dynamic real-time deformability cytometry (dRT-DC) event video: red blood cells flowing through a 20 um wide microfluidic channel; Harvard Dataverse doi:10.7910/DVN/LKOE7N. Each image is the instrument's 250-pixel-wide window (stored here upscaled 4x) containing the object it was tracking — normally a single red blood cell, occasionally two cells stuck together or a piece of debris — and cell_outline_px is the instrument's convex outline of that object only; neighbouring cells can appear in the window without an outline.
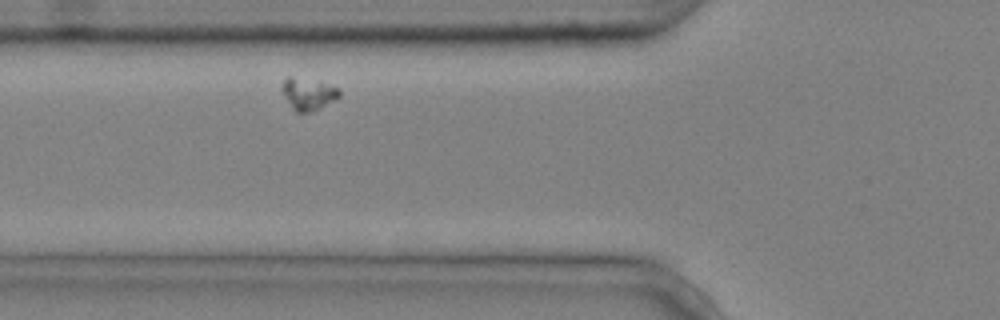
{"species": "common noctule bat (a hibernating species)", "species_latin": "Nyctalus noctula", "temperature_condition": "cold", "stored_images_in_passage": 6, "camera_frame_rate_fps": 3000, "um_per_image_px": 0.085, "animal": {"sex": "male", "body_mass_g": 20.4}, "frame": {"image": 1, "passage_image": 6, "time_ms": 1.667, "image_size_px": [1000, 320], "cell_outline_px": [[340, 96], [320, 108], [308, 112], [296, 112], [292, 108], [280, 88], [284, 80], [288, 76], [292, 76], [340, 88]], "centroid_in_image_um": [26.17, 7.99], "position_along_channel_um": 99.6, "area_um2": 10.35}}